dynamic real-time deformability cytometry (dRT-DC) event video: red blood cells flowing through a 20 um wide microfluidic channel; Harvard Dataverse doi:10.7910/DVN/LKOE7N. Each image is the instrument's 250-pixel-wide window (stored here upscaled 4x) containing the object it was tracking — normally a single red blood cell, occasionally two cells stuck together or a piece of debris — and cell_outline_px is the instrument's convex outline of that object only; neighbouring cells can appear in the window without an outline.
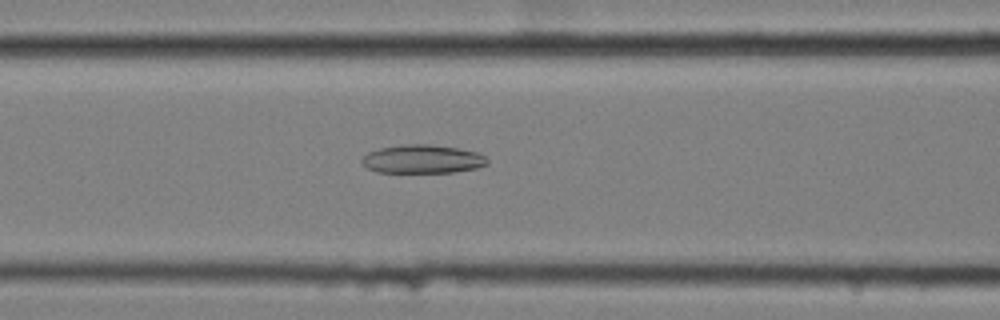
{"species": "common noctule bat (a hibernating species)", "species_latin": "Nyctalus noctula", "temperature_condition": "cold", "stored_images_in_passage": 58, "camera_frame_rate_fps": 3000, "um_per_image_px": 0.085, "animal": {"sex": "female", "body_mass_g": 25.1}, "frame": {"image": 1, "passage_image": 24, "time_ms": 7.667, "image_size_px": [1000, 320], "cell_outline_px": [[488, 164], [476, 168], [452, 172], [376, 172], [368, 168], [360, 160], [368, 152], [380, 148], [404, 144], [432, 144], [460, 148], [476, 152], [484, 156], [488, 160]], "centroid_in_image_um": [35.92, 13.51], "position_along_channel_um": 130.7, "area_um2": 20.81}}
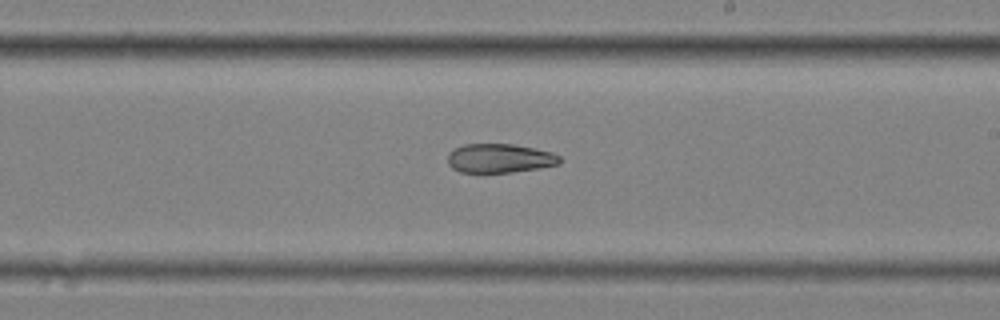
{"frame": {"image": 2, "passage_image": 34, "time_ms": 11.0, "image_size_px": [1000, 320], "cell_outline_px": [[560, 164], [540, 168], [512, 172], [460, 172], [452, 168], [448, 164], [448, 152], [464, 144], [512, 144], [552, 152], [560, 156]], "centroid_in_image_um": [42.46, 13.46], "position_along_channel_um": 246.5, "area_um2": 18.9}}
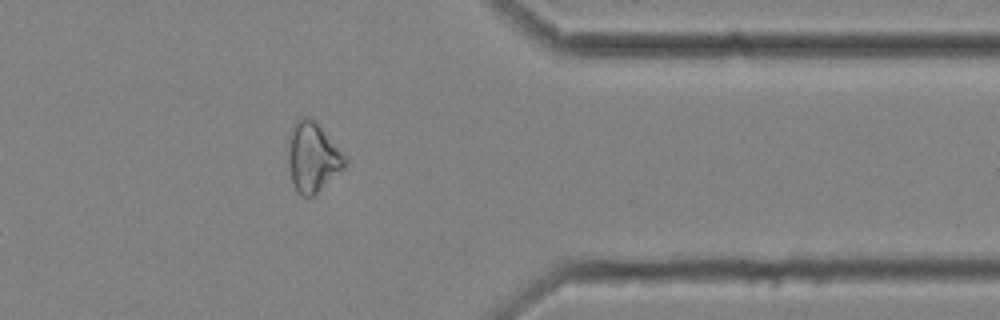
{"frame": {"image": 3, "passage_image": 47, "time_ms": 15.333, "image_size_px": [1000, 320], "cell_outline_px": [[348, 160], [344, 168], [312, 196], [304, 196], [296, 188], [292, 180], [288, 164], [288, 136], [292, 124], [304, 116], [312, 116], [348, 156]], "centroid_in_image_um": [26.6, 13.27], "position_along_channel_um": 384.8, "area_um2": 23.29}}